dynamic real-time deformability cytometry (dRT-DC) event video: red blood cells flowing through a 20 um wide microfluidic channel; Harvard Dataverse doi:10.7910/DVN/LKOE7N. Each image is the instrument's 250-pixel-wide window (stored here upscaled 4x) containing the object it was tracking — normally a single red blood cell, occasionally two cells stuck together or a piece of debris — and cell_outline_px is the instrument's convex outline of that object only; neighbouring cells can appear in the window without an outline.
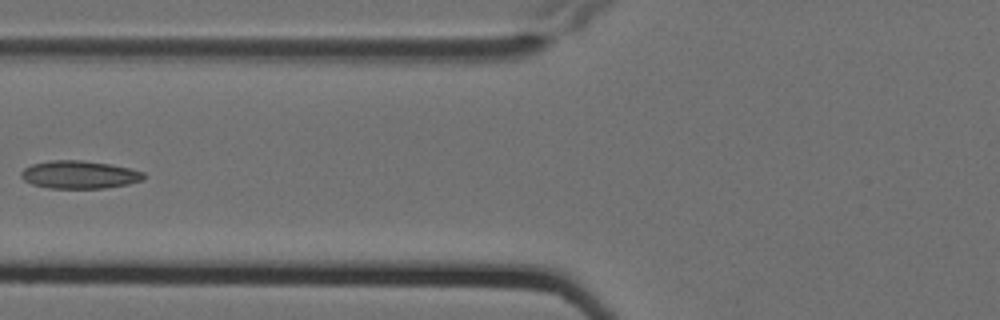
{"species": "Egyptian fruit bat (a non-hibernating species)", "species_latin": "Rousettus aegyptiacus", "temperature_condition": "cold", "stored_images_in_passage": 11, "camera_frame_rate_fps": 3000, "um_per_image_px": 0.085, "animal": {"sex": "female"}, "frame": {"image": 1, "passage_image": 7, "time_ms": 2.0, "image_size_px": [1000, 320], "cell_outline_px": [[144, 180], [128, 184], [104, 188], [48, 188], [32, 184], [24, 180], [20, 176], [20, 172], [24, 168], [32, 164], [52, 160], [84, 160], [108, 164], [128, 168], [144, 172]], "centroid_in_image_um": [6.72, 14.85], "position_along_channel_um": 119.1, "area_um2": 19.88}}
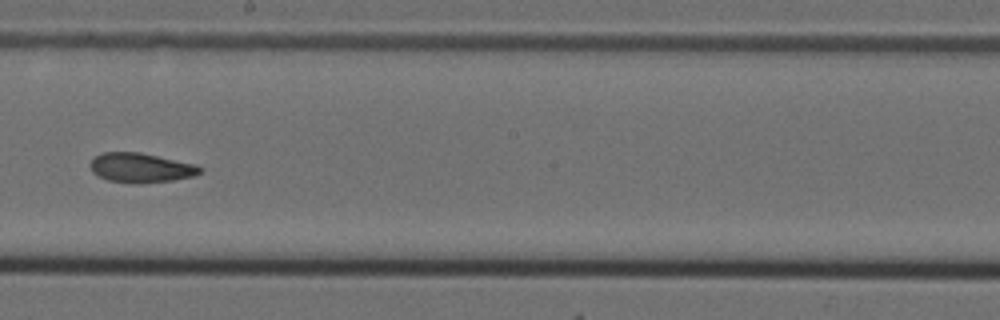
{"frame": {"image": 2, "passage_image": 10, "time_ms": 3.0, "image_size_px": [1000, 320], "cell_outline_px": [[204, 168], [196, 176], [172, 180], [140, 184], [132, 184], [108, 180], [92, 172], [88, 164], [96, 156], [104, 152], [140, 152], [196, 164]], "centroid_in_image_um": [11.99, 14.27], "position_along_channel_um": 236.2, "area_um2": 19.07}}
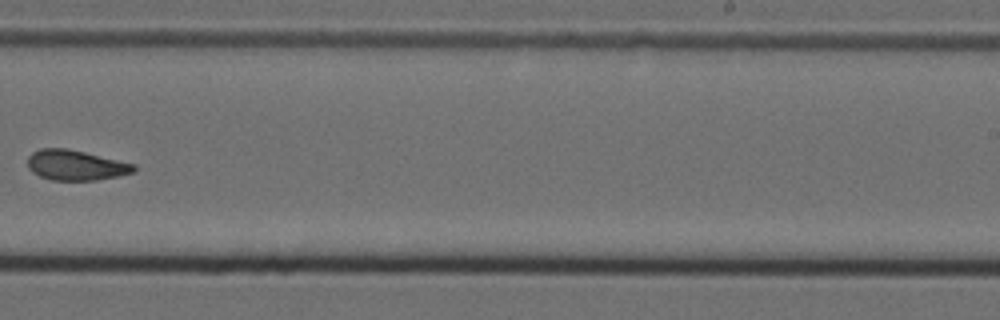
{"frame": {"image": 3, "passage_image": 11, "time_ms": 3.333, "image_size_px": [1000, 320], "cell_outline_px": [[136, 172], [120, 176], [96, 180], [52, 180], [40, 176], [32, 172], [28, 168], [28, 156], [32, 152], [40, 148], [68, 148], [136, 164]], "centroid_in_image_um": [6.46, 14.04], "position_along_channel_um": 282.5, "area_um2": 18.9}}